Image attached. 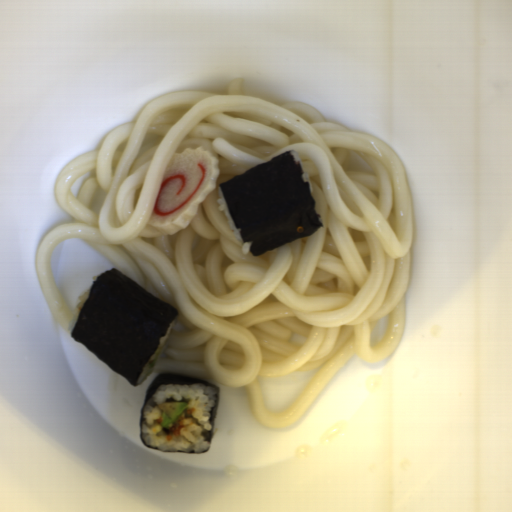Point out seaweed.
Here are the masks:
<instances>
[{"mask_svg":"<svg viewBox=\"0 0 512 512\" xmlns=\"http://www.w3.org/2000/svg\"><path fill=\"white\" fill-rule=\"evenodd\" d=\"M178 308L116 269L92 283L70 335L132 386L177 318Z\"/></svg>","mask_w":512,"mask_h":512,"instance_id":"seaweed-1","label":"seaweed"},{"mask_svg":"<svg viewBox=\"0 0 512 512\" xmlns=\"http://www.w3.org/2000/svg\"><path fill=\"white\" fill-rule=\"evenodd\" d=\"M292 151L221 182L233 222L253 257L308 238L322 226L310 183Z\"/></svg>","mask_w":512,"mask_h":512,"instance_id":"seaweed-2","label":"seaweed"},{"mask_svg":"<svg viewBox=\"0 0 512 512\" xmlns=\"http://www.w3.org/2000/svg\"><path fill=\"white\" fill-rule=\"evenodd\" d=\"M192 383H203V384L209 385V386L217 389L218 399H217V403H216L215 410H214L211 432H210V435H209V438H208V441H209L208 451L210 450V448H211V440H212V436H213V432H214V426H215V420H216L219 396H220V389H219V387H217L215 384H213L209 380H204V379H200V378H196V377H191V376H187V375H183V374L170 373V372L169 373L158 374L154 378L153 382L151 383V385L149 386V388H148V390L146 392V395H145V398H144V402H143V405H142V408H141L140 422H139L140 439H141L144 447H147V448L152 449V450H157V449L147 445L144 442L143 438H142L143 412H144V407H145L147 401L153 396V394L157 391V389L161 385H189V384H192ZM208 451L205 452V453H201V454H206V453H208Z\"/></svg>","mask_w":512,"mask_h":512,"instance_id":"seaweed-3","label":"seaweed"}]
</instances>
